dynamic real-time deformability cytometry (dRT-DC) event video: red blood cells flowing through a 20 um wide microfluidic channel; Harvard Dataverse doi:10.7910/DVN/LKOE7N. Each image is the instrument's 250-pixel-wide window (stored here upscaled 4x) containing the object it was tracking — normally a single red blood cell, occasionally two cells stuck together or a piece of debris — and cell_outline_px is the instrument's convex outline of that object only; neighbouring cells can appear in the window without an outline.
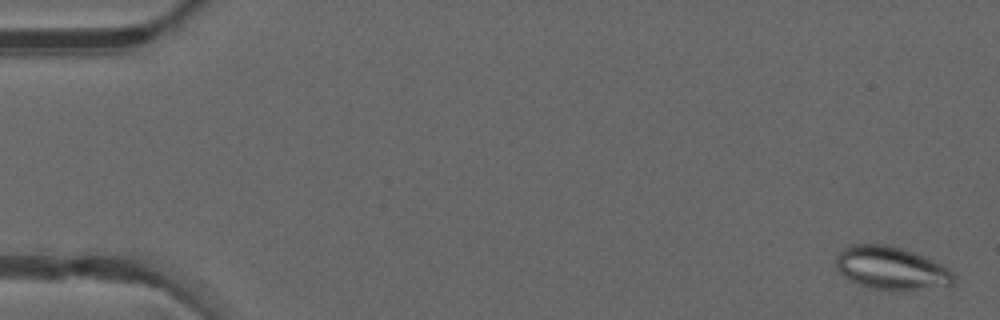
{"species": "common noctule bat (a hibernating species)", "species_latin": "Nyctalus noctula", "temperature_condition": "warm", "stored_images_in_passage": 50, "camera_frame_rate_fps": 3000, "um_per_image_px": 0.085, "animal": {"sex": "male", "forearm_length_mm": 52.5}, "frame": {"image": 1, "passage_image": 2, "time_ms": 0.333, "image_size_px": [1000, 320], "cell_outline_px": [[956, 284], [952, 288], [868, 288], [844, 276], [836, 268], [836, 256], [848, 244], [888, 244], [912, 252], [932, 260], [948, 268], [956, 276]], "centroid_in_image_um": [75.8, 22.78], "position_along_channel_um": 9.2, "area_um2": 29.25}}
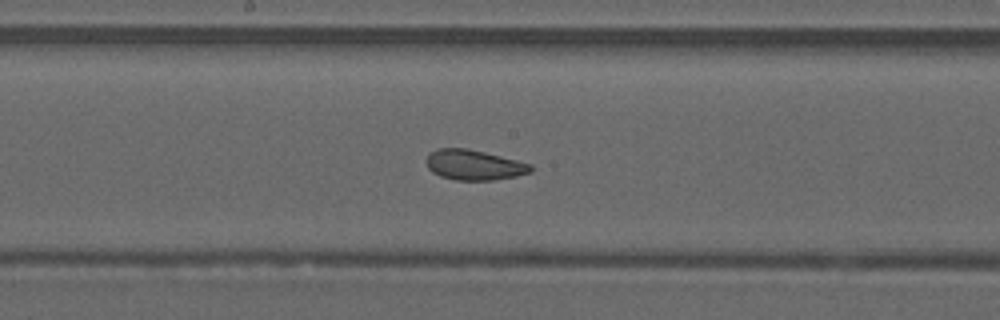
{"frame": {"image": 2, "passage_image": 27, "time_ms": 8.667, "image_size_px": [1000, 320], "cell_outline_px": [[532, 172], [516, 176], [492, 180], [456, 180], [440, 176], [432, 172], [428, 168], [428, 156], [436, 148], [468, 148], [532, 164]], "centroid_in_image_um": [40.31, 14.02], "position_along_channel_um": 207.9, "area_um2": 18.21}}
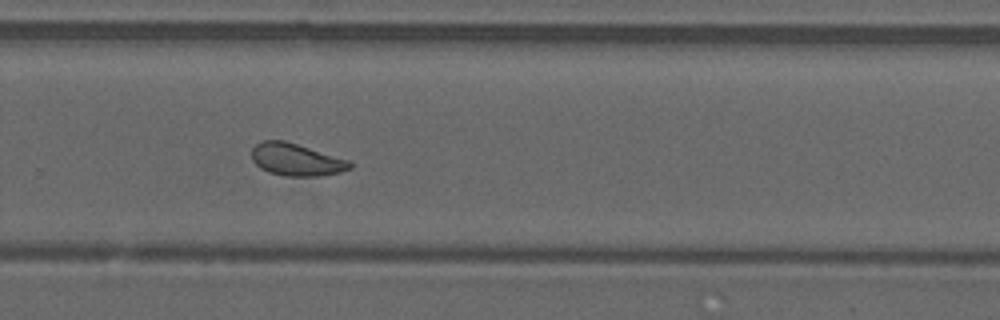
{"frame": {"image": 3, "passage_image": 34, "time_ms": 11.0, "image_size_px": [1000, 320], "cell_outline_px": [[352, 168], [340, 172], [320, 176], [284, 176], [268, 172], [260, 168], [252, 160], [252, 148], [256, 144], [264, 140], [284, 140], [348, 160], [352, 164]], "centroid_in_image_um": [25.16, 13.58], "position_along_channel_um": 304.6, "area_um2": 18.38}, "authors_computed_cell_mechanics": {"area_um2": 20.3167, "velocity_mm_per_s": 4.1638, "shape_relaxation_time_tau1_ms": null, "shape_relaxation_time_tau2_ms": 1.7995, "deformation_change_tau1": null, "deformation_change_tau2": 0.0786}}